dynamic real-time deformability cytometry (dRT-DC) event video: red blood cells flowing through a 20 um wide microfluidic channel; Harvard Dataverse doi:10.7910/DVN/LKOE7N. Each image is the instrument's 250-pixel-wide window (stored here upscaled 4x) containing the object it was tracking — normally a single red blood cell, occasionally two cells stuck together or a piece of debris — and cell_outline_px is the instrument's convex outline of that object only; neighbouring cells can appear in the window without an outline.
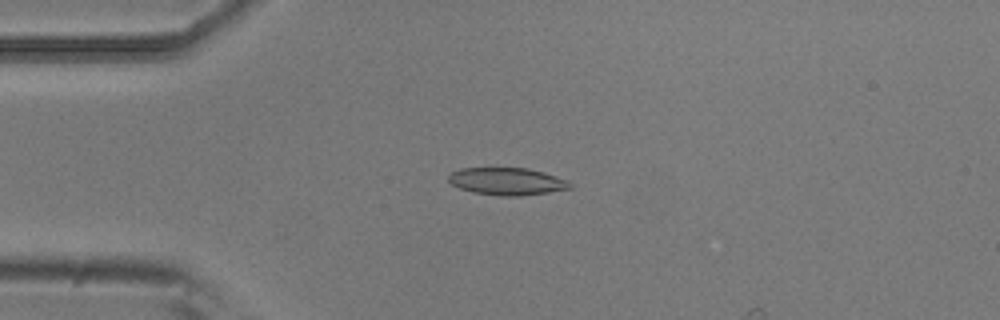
{"species": "common noctule bat (a hibernating species)", "species_latin": "Nyctalus noctula", "temperature_condition": "room temperature", "stored_images_in_passage": 4, "camera_frame_rate_fps": 3000, "um_per_image_px": 0.085, "animal": {"sex": "male", "body_mass_g": 20.5, "forearm_length_mm": 52.5}, "frame": {"image": 1, "passage_image": 3, "time_ms": 0.667, "image_size_px": [1000, 320], "cell_outline_px": [[572, 188], [548, 192], [520, 196], [500, 196], [472, 192], [460, 188], [452, 184], [448, 180], [448, 176], [452, 172], [460, 168], [528, 168], [544, 172], [568, 180], [572, 184]], "centroid_in_image_um": [43.11, 15.41], "position_along_channel_um": 41.9, "area_um2": 19.42}}